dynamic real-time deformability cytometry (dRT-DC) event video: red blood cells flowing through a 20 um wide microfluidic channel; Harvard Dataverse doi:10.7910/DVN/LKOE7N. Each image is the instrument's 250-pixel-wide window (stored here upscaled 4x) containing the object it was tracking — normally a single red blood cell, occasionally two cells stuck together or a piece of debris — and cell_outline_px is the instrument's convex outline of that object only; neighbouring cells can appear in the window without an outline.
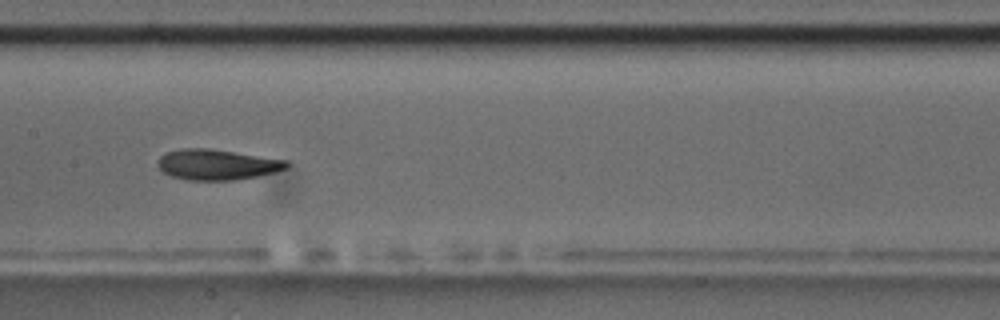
{"species": "common noctule bat (a hibernating species)", "species_latin": "Nyctalus noctula", "temperature_condition": "room temperature", "stored_images_in_passage": 14, "camera_frame_rate_fps": 3000, "um_per_image_px": 0.085, "animal": {"sex": "male", "body_mass_g": 17.5, "forearm_length_mm": 52.3}, "frame": {"image": 1, "passage_image": 7, "time_ms": 8.0, "image_size_px": [1000, 320], "cell_outline_px": [[288, 168], [256, 176], [236, 180], [188, 180], [172, 176], [164, 172], [156, 164], [160, 156], [164, 152], [184, 148], [212, 148], [288, 160]], "centroid_in_image_um": [18.43, 13.97], "position_along_channel_um": 189.0, "area_um2": 23.0}}
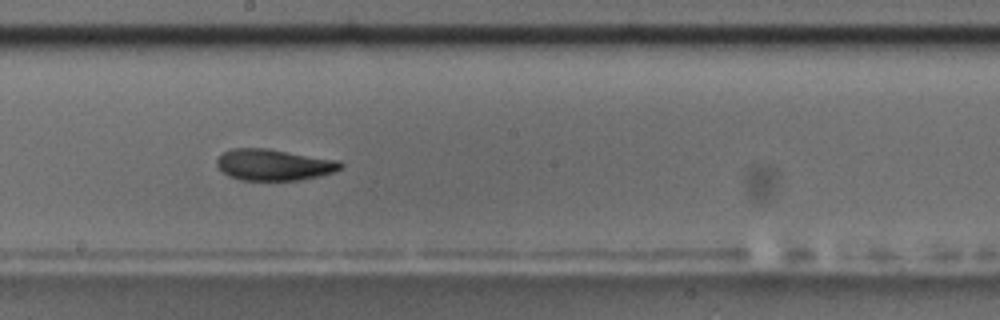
{"frame": {"image": 2, "passage_image": 8, "time_ms": 9.0, "image_size_px": [1000, 320], "cell_outline_px": [[344, 164], [340, 168], [332, 172], [320, 176], [300, 180], [240, 180], [228, 176], [216, 164], [216, 160], [224, 152], [232, 148], [268, 148], [340, 160]], "centroid_in_image_um": [23.29, 14.0], "position_along_channel_um": 224.9, "area_um2": 22.66}}
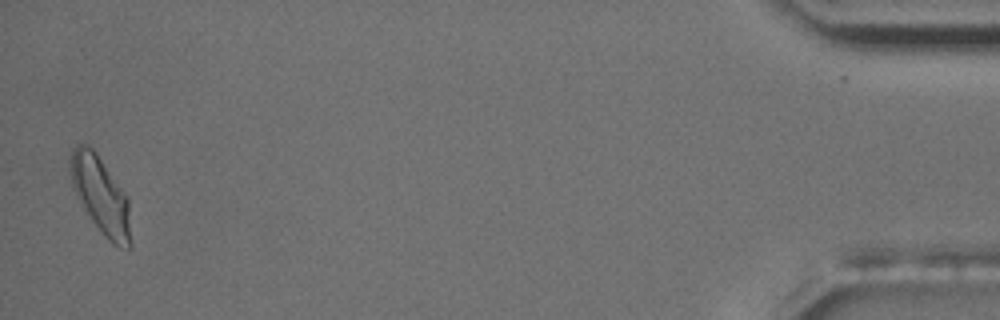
{"frame": {"image": 3, "passage_image": 14, "time_ms": 17.0, "image_size_px": [1000, 320], "cell_outline_px": [[132, 248], [120, 248], [112, 244], [104, 236], [80, 204], [72, 188], [68, 160], [68, 156], [72, 148], [76, 144], [88, 144], [96, 152], [128, 196], [132, 244]], "centroid_in_image_um": [8.55, 16.59], "position_along_channel_um": 426.7, "area_um2": 27.86}, "authors_computed_cell_mechanics": {"area_um2": 23.0622, "velocity_mm_per_s": 3.6189, "shape_relaxation_time_tau1_ms": 3.6363, "shape_relaxation_time_tau2_ms": 2.1901, "deformation_change_tau1": 0.1239, "deformation_change_tau2": 0.0786}}